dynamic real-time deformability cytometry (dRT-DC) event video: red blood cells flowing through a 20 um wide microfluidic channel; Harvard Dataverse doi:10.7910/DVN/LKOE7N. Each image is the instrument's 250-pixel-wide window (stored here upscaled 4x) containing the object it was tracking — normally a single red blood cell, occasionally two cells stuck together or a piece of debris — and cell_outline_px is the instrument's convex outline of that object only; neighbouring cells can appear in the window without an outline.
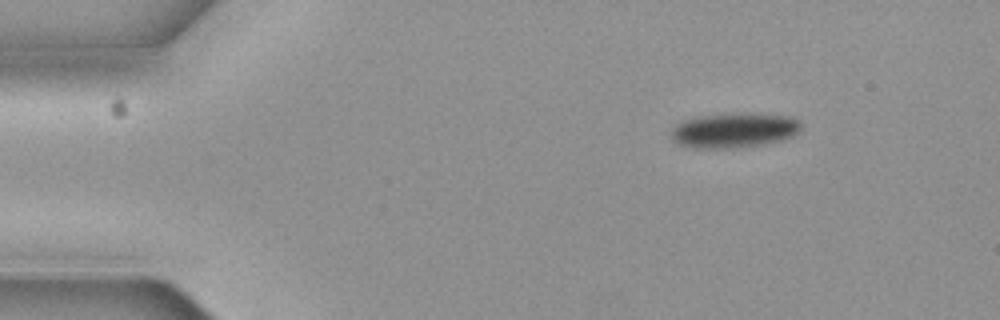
{"species": "common noctule bat (a hibernating species)", "species_latin": "Nyctalus noctula", "temperature_condition": "cold", "stored_images_in_passage": 4, "camera_frame_rate_fps": 3000, "um_per_image_px": 0.085, "animal": {"sex": "female", "body_mass_g": 19.3, "forearm_length_mm": 54.1}, "frame": {"image": 1, "passage_image": 1, "time_ms": 0.0, "image_size_px": [1000, 320], "cell_outline_px": [[804, 124], [800, 132], [784, 140], [760, 144], [728, 148], [692, 148], [680, 144], [672, 140], [672, 128], [676, 124], [684, 120], [696, 116], [792, 116], [800, 120]], "centroid_in_image_um": [62.41, 11.12], "position_along_channel_um": 22.6, "area_um2": 25.43}}
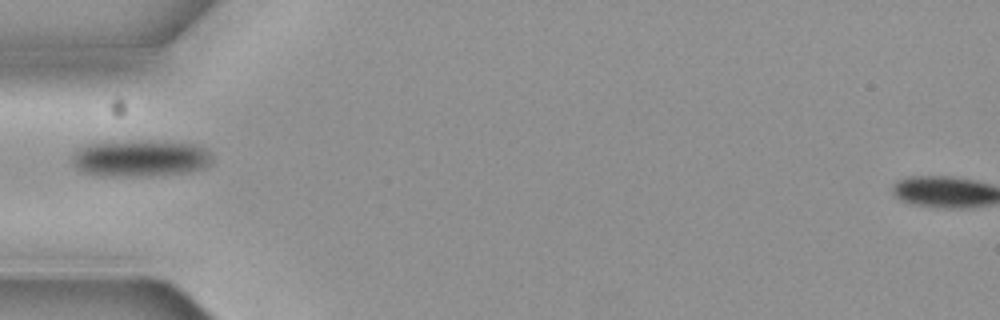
{"frame": {"image": 2, "passage_image": 4, "time_ms": 1.0, "image_size_px": [1000, 320], "cell_outline_px": [[208, 164], [204, 168], [188, 172], [148, 176], [100, 176], [80, 172], [72, 164], [72, 160], [76, 152], [84, 144], [112, 140], [164, 140], [196, 144], [204, 148], [208, 152]], "centroid_in_image_um": [11.85, 13.43], "position_along_channel_um": 73.1, "area_um2": 30.63}}